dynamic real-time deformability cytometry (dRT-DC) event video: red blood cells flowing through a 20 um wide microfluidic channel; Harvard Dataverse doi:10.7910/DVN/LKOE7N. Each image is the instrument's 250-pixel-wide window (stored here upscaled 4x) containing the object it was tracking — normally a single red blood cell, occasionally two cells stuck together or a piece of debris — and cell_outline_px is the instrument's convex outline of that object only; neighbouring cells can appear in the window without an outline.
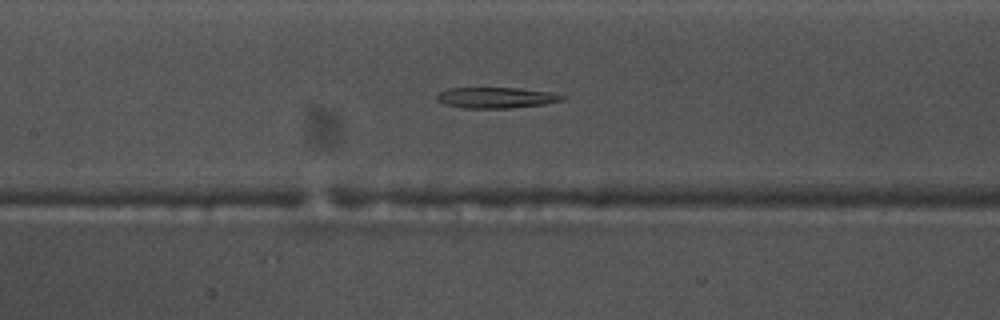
{"species": "common noctule bat (a hibernating species)", "species_latin": "Nyctalus noctula", "temperature_condition": "warm", "stored_images_in_passage": 54, "camera_frame_rate_fps": 3000, "um_per_image_px": 0.085, "animal": {"sex": "male", "body_mass_g": 17.5, "forearm_length_mm": 52.3}, "frame": {"image": 1, "passage_image": 24, "time_ms": 7.667, "image_size_px": [1000, 320], "cell_outline_px": [[568, 96], [564, 100], [544, 104], [512, 108], [464, 108], [444, 104], [436, 100], [436, 96], [440, 92], [448, 88], [520, 88], [552, 92]], "centroid_in_image_um": [42.21, 8.3], "position_along_channel_um": 165.2, "area_um2": 15.37}}
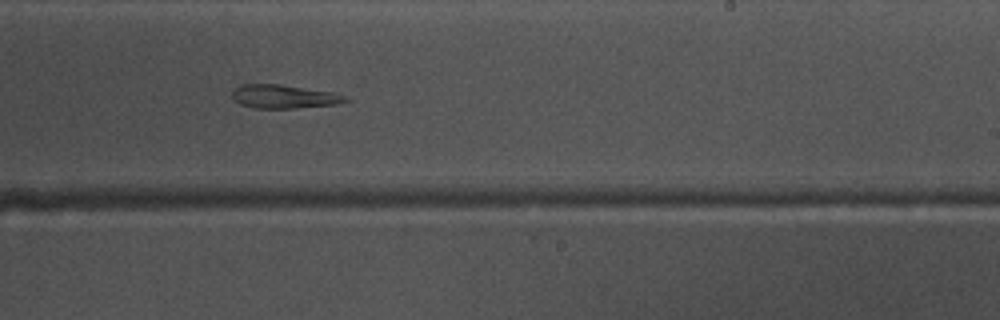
{"frame": {"image": 2, "passage_image": 32, "time_ms": 10.333, "image_size_px": [1000, 320], "cell_outline_px": [[352, 100], [340, 104], [296, 108], [252, 108], [240, 104], [232, 100], [232, 92], [236, 88], [244, 84], [280, 84], [332, 92], [352, 96]], "centroid_in_image_um": [24.22, 8.22], "position_along_channel_um": 264.8, "area_um2": 15.9}}
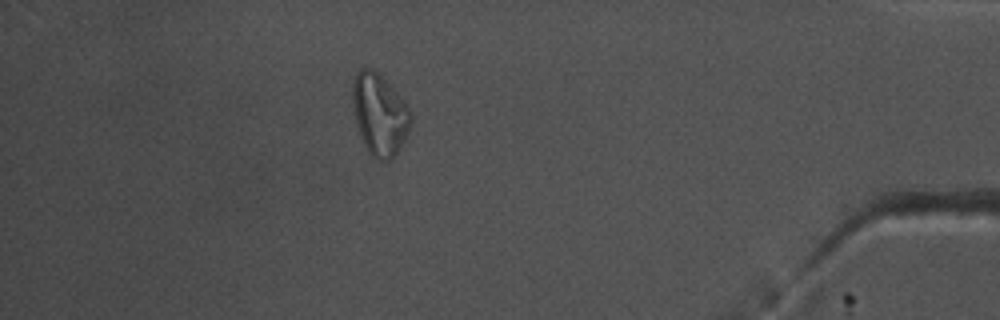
{"frame": {"image": 3, "passage_image": 47, "time_ms": 15.333, "image_size_px": [1000, 320], "cell_outline_px": [[412, 124], [404, 140], [392, 160], [380, 160], [372, 156], [364, 144], [356, 124], [352, 100], [352, 84], [356, 72], [360, 68], [372, 68], [380, 72], [404, 100], [412, 112]], "centroid_in_image_um": [32.27, 9.68], "position_along_channel_um": 402.9, "area_um2": 28.03}}